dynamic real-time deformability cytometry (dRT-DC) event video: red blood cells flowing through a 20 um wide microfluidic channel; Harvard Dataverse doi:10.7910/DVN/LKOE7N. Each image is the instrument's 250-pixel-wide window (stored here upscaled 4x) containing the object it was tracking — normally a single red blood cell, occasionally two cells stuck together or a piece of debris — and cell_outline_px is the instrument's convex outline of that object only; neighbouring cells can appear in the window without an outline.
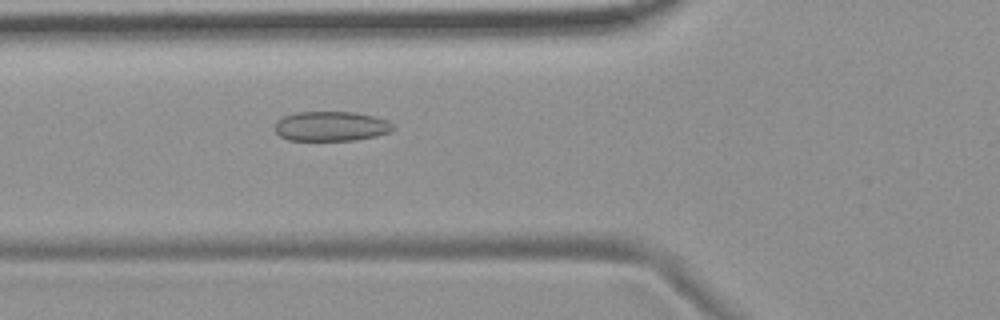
{"species": "common noctule bat (a hibernating species)", "species_latin": "Nyctalus noctula", "temperature_condition": "room temperature", "stored_images_in_passage": 55, "camera_frame_rate_fps": 3000, "um_per_image_px": 0.085, "animal": {"sex": "female", "body_mass_g": 19.9}, "frame": {"image": 1, "passage_image": 20, "time_ms": 6.333, "image_size_px": [1000, 320], "cell_outline_px": [[396, 128], [392, 132], [376, 136], [356, 140], [288, 140], [280, 136], [276, 132], [276, 120], [284, 116], [296, 112], [356, 112], [388, 120]], "centroid_in_image_um": [28.17, 10.73], "position_along_channel_um": 97.6, "area_um2": 20.58}}
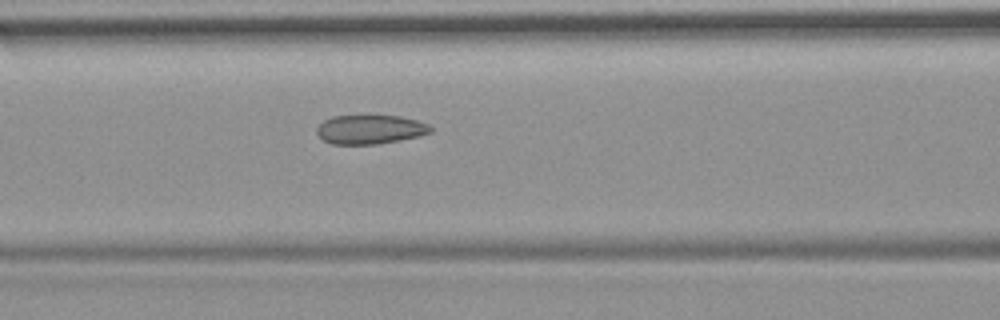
{"frame": {"image": 2, "passage_image": 23, "time_ms": 7.333, "image_size_px": [1000, 320], "cell_outline_px": [[432, 132], [420, 136], [400, 140], [376, 144], [332, 144], [324, 140], [316, 132], [316, 128], [324, 120], [332, 116], [400, 116], [416, 120], [428, 124], [432, 128]], "centroid_in_image_um": [31.47, 11.0], "position_along_channel_um": 135.1, "area_um2": 19.19}}
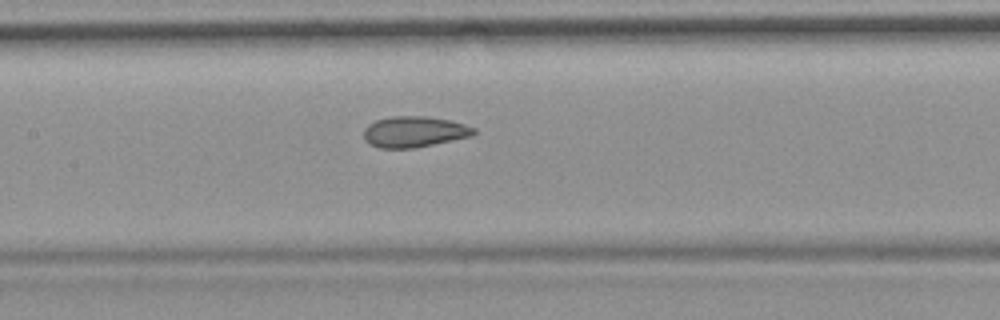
{"frame": {"image": 3, "passage_image": 26, "time_ms": 8.333, "image_size_px": [1000, 320], "cell_outline_px": [[476, 132], [472, 136], [412, 148], [380, 148], [364, 140], [364, 128], [368, 124], [376, 120], [392, 116], [424, 116], [448, 120], [464, 124], [476, 128]], "centroid_in_image_um": [35.2, 11.19], "position_along_channel_um": 172.2, "area_um2": 19.65}}